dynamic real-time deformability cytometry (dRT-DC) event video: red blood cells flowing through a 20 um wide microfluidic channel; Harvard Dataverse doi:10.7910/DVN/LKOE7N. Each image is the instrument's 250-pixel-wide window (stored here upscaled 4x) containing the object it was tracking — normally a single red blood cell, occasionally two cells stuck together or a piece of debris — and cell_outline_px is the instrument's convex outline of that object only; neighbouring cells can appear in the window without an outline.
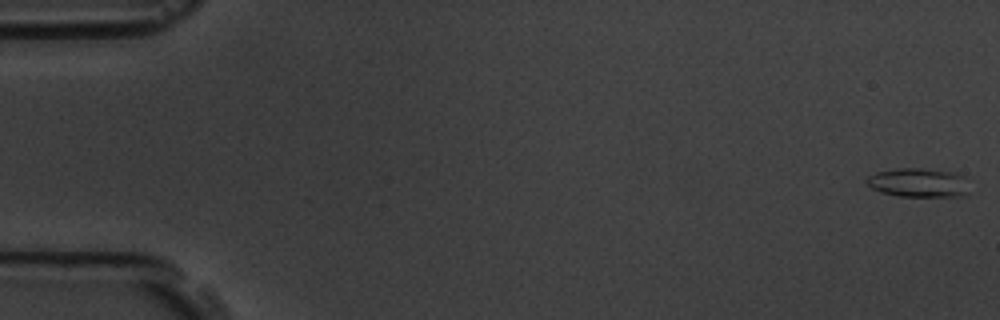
{"species": "common noctule bat (a hibernating species)", "species_latin": "Nyctalus noctula", "temperature_condition": "room temperature", "stored_images_in_passage": 57, "camera_frame_rate_fps": 3000, "um_per_image_px": 0.085, "animal": {"sex": "male", "body_mass_g": 19.5, "forearm_length_mm": 54.6}, "frame": {"image": 1, "passage_image": 1, "time_ms": 0.0, "image_size_px": [1000, 320], "cell_outline_px": [[968, 192], [964, 196], [896, 196], [880, 192], [872, 188], [868, 184], [868, 176], [876, 172], [900, 168], [920, 168], [956, 172], [964, 176]], "centroid_in_image_um": [78.08, 15.52], "position_along_channel_um": 6.9, "area_um2": 17.28}}
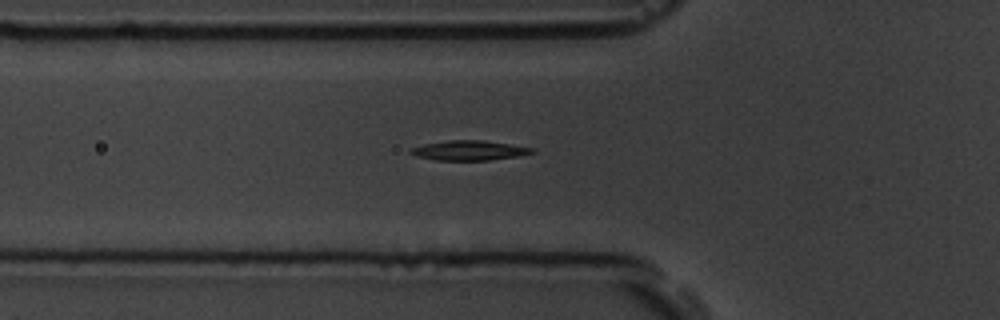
{"frame": {"image": 2, "passage_image": 20, "time_ms": 6.333, "image_size_px": [1000, 320], "cell_outline_px": [[536, 152], [520, 156], [488, 160], [436, 160], [416, 156], [408, 152], [412, 148], [424, 144], [448, 140], [484, 140], [536, 148]], "centroid_in_image_um": [39.93, 12.78], "position_along_channel_um": 85.9, "area_um2": 14.05}}
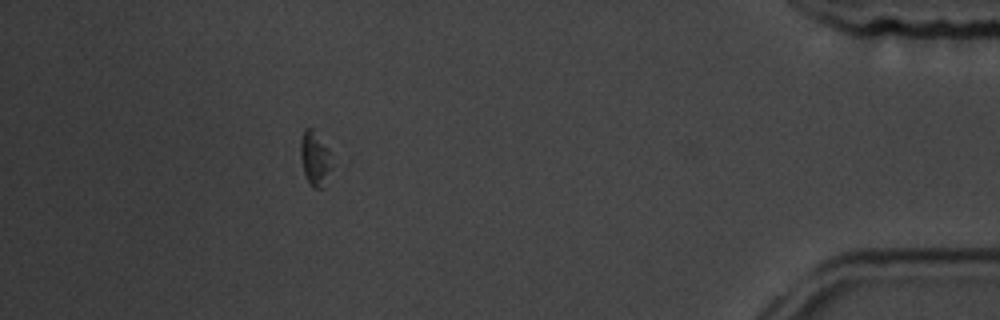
{"frame": {"image": 3, "passage_image": 51, "time_ms": 16.667, "image_size_px": [1000, 320], "cell_outline_px": [[332, 168], [324, 188], [312, 188], [304, 172], [300, 156], [300, 140], [304, 128], [312, 128], [332, 152]], "centroid_in_image_um": [26.8, 13.48], "position_along_channel_um": 408.4, "area_um2": 10.23}, "authors_computed_cell_mechanics": {"area_um2": 13.6986, "velocity_mm_per_s": 3.6302, "shape_relaxation_time_tau1_ms": 4.0079, "shape_relaxation_time_tau2_ms": null, "deformation_change_tau1": 0.116, "deformation_change_tau2": null}}